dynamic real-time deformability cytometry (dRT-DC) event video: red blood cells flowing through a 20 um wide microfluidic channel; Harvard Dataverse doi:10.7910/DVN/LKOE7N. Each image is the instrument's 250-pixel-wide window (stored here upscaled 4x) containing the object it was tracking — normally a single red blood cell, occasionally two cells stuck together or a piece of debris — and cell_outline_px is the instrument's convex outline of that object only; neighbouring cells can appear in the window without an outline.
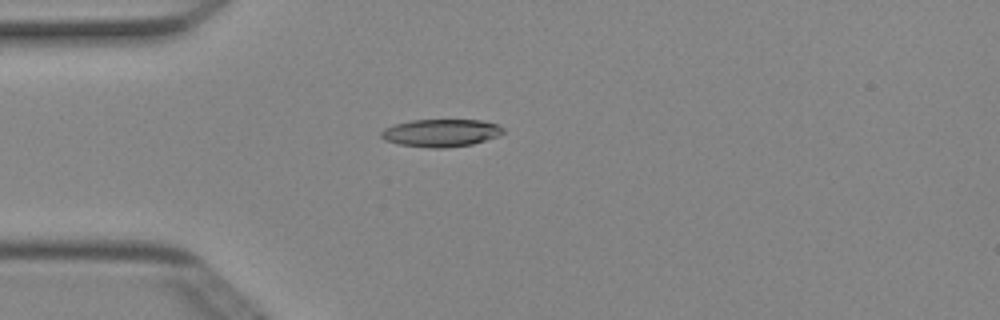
{"species": "Egyptian fruit bat (a non-hibernating species)", "species_latin": "Rousettus aegyptiacus", "temperature_condition": "cold", "stored_images_in_passage": 3, "camera_frame_rate_fps": 3000, "um_per_image_px": 0.085, "animal": {"sex": "female"}, "frame": {"image": 1, "passage_image": 3, "time_ms": 0.667, "image_size_px": [1000, 320], "cell_outline_px": [[504, 132], [496, 136], [472, 144], [444, 148], [432, 148], [396, 144], [384, 140], [380, 136], [380, 132], [384, 128], [396, 124], [412, 120], [480, 120], [496, 124], [504, 128]], "centroid_in_image_um": [37.43, 11.3], "position_along_channel_um": 47.6, "area_um2": 19.54}}